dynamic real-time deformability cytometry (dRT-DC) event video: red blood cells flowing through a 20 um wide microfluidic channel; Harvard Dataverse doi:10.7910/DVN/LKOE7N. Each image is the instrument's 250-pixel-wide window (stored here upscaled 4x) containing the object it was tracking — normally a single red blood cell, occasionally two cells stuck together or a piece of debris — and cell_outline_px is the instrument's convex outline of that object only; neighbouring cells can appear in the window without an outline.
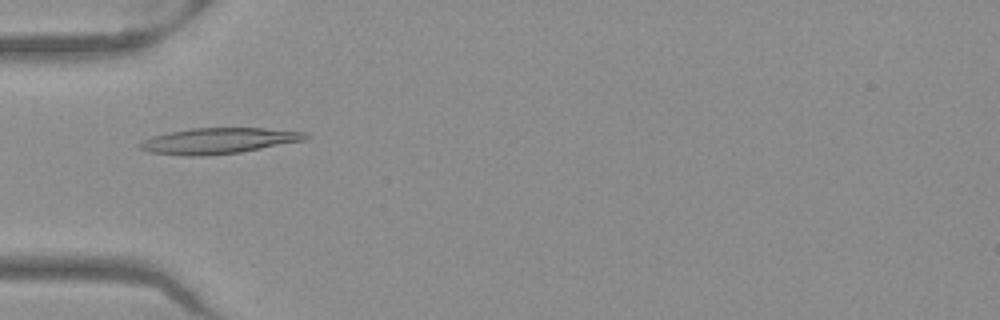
{"species": "Egyptian fruit bat (a non-hibernating species)", "species_latin": "Rousettus aegyptiacus", "temperature_condition": "warm", "stored_images_in_passage": 51, "camera_frame_rate_fps": 3000, "um_per_image_px": 0.085, "frame": {"image": 1, "passage_image": 16, "time_ms": 5.0, "image_size_px": [1000, 320], "cell_outline_px": [[312, 136], [304, 140], [240, 152], [204, 156], [188, 156], [148, 152], [140, 148], [136, 144], [140, 140], [152, 136], [168, 132], [192, 128], [264, 128], [308, 132]], "centroid_in_image_um": [18.54, 11.96], "position_along_channel_um": 66.5, "area_um2": 25.09}}
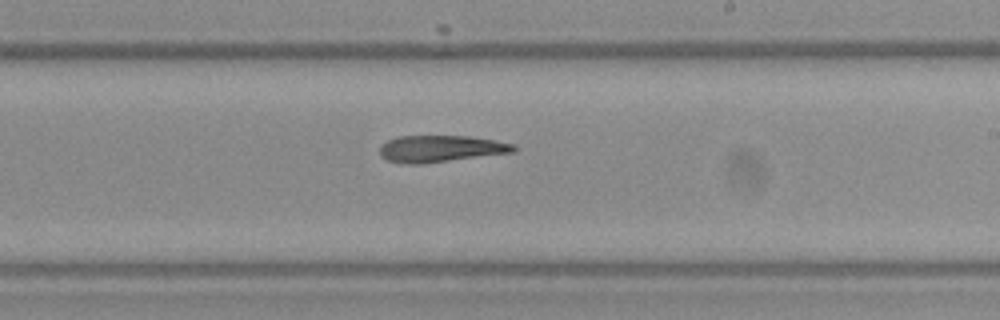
{"frame": {"image": 2, "passage_image": 30, "time_ms": 9.667, "image_size_px": [1000, 320], "cell_outline_px": [[516, 152], [420, 164], [400, 164], [388, 160], [380, 156], [380, 144], [396, 136], [468, 136], [516, 144]], "centroid_in_image_um": [37.43, 12.64], "position_along_channel_um": 251.6, "area_um2": 20.98}}
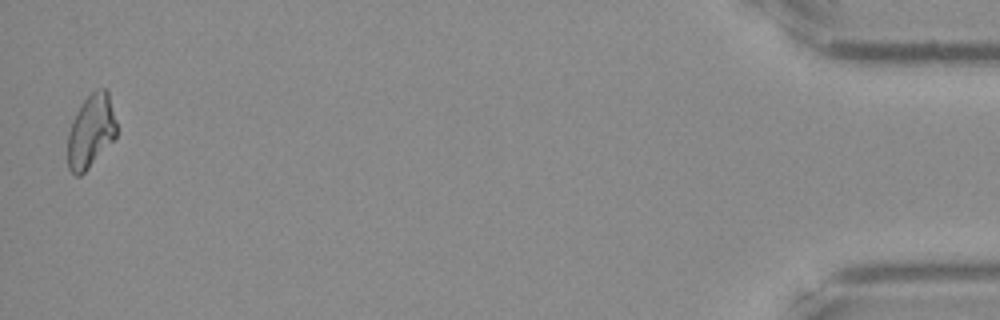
{"frame": {"image": 3, "passage_image": 50, "time_ms": 16.333, "image_size_px": [1000, 320], "cell_outline_px": [[116, 136], [88, 168], [80, 176], [76, 176], [68, 168], [68, 132], [72, 120], [80, 104], [96, 88], [104, 88], [108, 92], [116, 124]], "centroid_in_image_um": [7.7, 11.14], "position_along_channel_um": 427.5, "area_um2": 20.58}}